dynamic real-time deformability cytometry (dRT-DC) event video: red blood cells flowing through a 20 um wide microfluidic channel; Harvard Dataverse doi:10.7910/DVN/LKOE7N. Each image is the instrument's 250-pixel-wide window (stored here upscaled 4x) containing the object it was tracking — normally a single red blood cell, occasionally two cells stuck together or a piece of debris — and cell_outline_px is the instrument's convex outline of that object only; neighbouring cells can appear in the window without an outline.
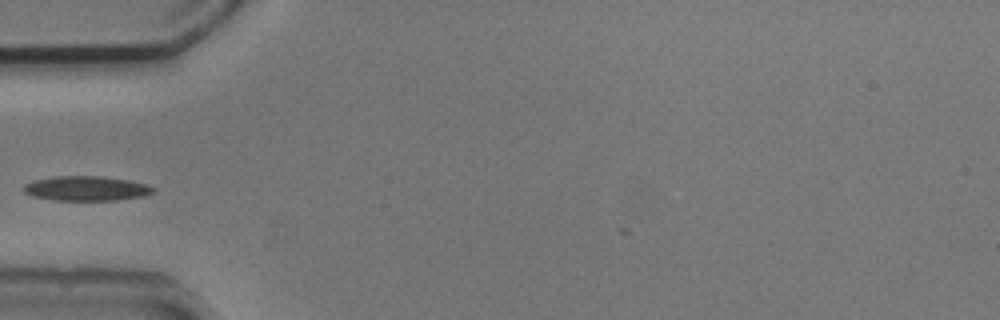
{"species": "common noctule bat (a hibernating species)", "species_latin": "Nyctalus noctula", "temperature_condition": "cold", "stored_images_in_passage": 31, "camera_frame_rate_fps": 3000, "um_per_image_px": 0.085, "animal": {"sex": "male", "body_mass_g": 20.5, "forearm_length_mm": 52.5}, "frame": {"image": 1, "passage_image": 1, "time_ms": 0.0, "image_size_px": [1000, 320], "cell_outline_px": [[156, 192], [144, 196], [116, 200], [52, 200], [32, 196], [24, 192], [24, 184], [36, 180], [52, 176], [100, 176], [128, 180], [148, 184], [156, 188]], "centroid_in_image_um": [7.38, 16.02], "position_along_channel_um": 77.6, "area_um2": 18.73}}
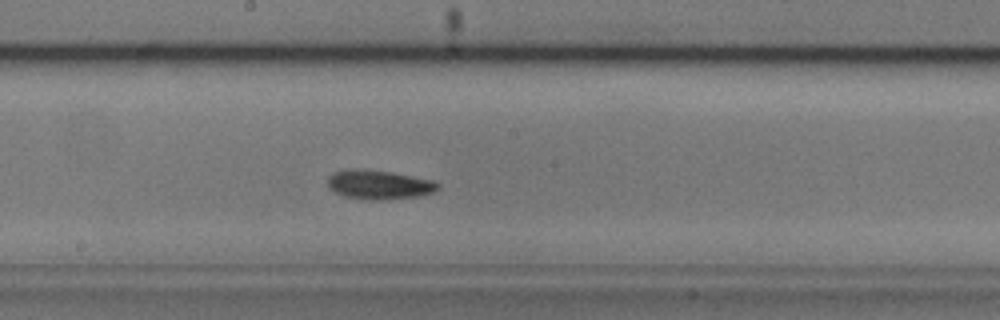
{"frame": {"image": 2, "passage_image": 12, "time_ms": 3.667, "image_size_px": [1000, 320], "cell_outline_px": [[440, 188], [432, 192], [416, 196], [380, 200], [368, 200], [344, 196], [328, 188], [328, 176], [332, 172], [348, 168], [392, 172], [432, 180], [440, 184]], "centroid_in_image_um": [32.17, 15.69], "position_along_channel_um": 216.0, "area_um2": 18.67}}
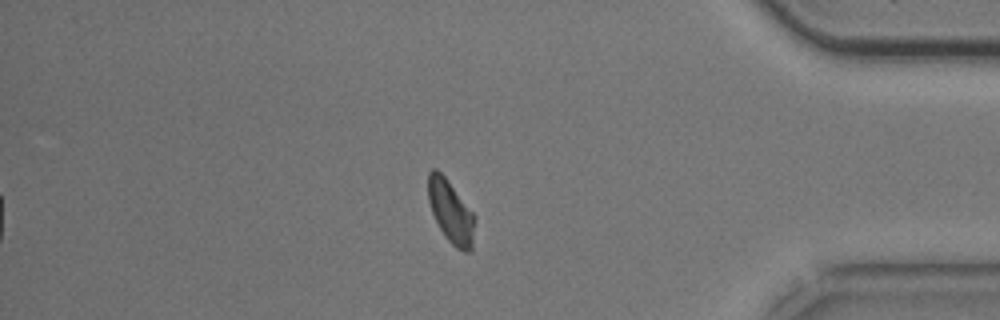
{"frame": {"image": 3, "passage_image": 29, "time_ms": 9.333, "image_size_px": [1000, 320], "cell_outline_px": [[476, 220], [472, 248], [468, 252], [464, 252], [456, 248], [444, 236], [432, 212], [428, 200], [428, 172], [432, 168], [436, 168], [444, 176], [476, 216]], "centroid_in_image_um": [38.33, 18.01], "position_along_channel_um": 396.9, "area_um2": 17.05}}